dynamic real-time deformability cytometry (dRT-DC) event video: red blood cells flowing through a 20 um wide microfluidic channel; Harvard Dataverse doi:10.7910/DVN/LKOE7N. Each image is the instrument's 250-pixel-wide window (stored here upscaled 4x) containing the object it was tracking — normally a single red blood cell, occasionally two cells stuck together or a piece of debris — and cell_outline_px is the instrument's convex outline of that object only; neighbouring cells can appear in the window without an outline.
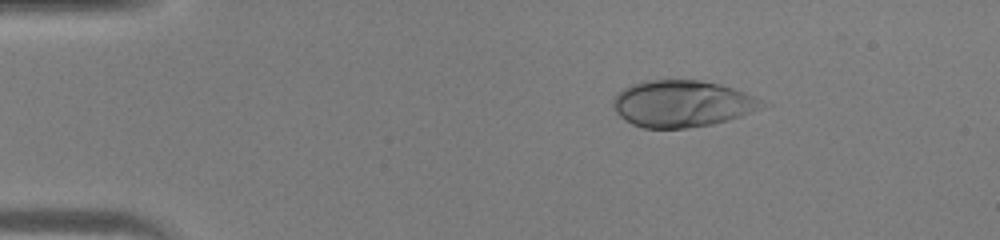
{"species": "human", "species_latin": "Homo sapiens", "temperature_condition": "warm", "stored_images_in_passage": 38, "camera_frame_rate_fps": 3000, "um_per_image_px": 0.085, "donor": {"sex": "male"}, "frame": {"image": 1, "passage_image": 1, "time_ms": 0.0, "image_size_px": [1000, 240], "cell_outline_px": [[772, 104], [764, 108], [728, 120], [712, 124], [688, 128], [644, 128], [632, 124], [624, 120], [616, 112], [612, 104], [612, 100], [624, 88], [632, 84], [644, 80], [700, 80], [720, 84], [744, 92]], "centroid_in_image_um": [58.01, 8.81], "position_along_channel_um": 27.0, "area_um2": 40.69}}
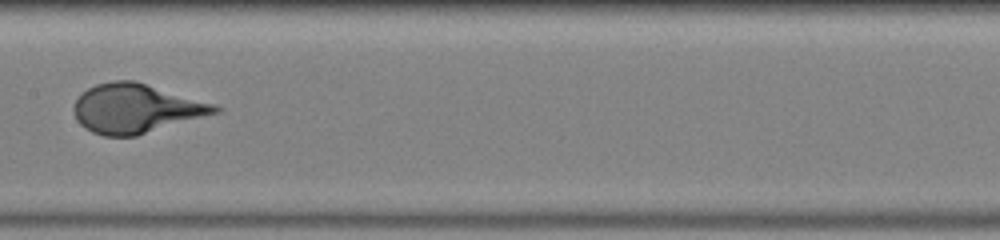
{"frame": {"image": 2, "passage_image": 17, "time_ms": 5.333, "image_size_px": [1000, 240], "cell_outline_px": [[224, 108], [220, 112], [136, 136], [104, 136], [92, 132], [80, 124], [76, 120], [72, 108], [76, 100], [88, 88], [96, 84], [112, 80], [136, 80], [216, 104]], "centroid_in_image_um": [11.58, 9.21], "position_along_channel_um": 195.8, "area_um2": 40.63}}
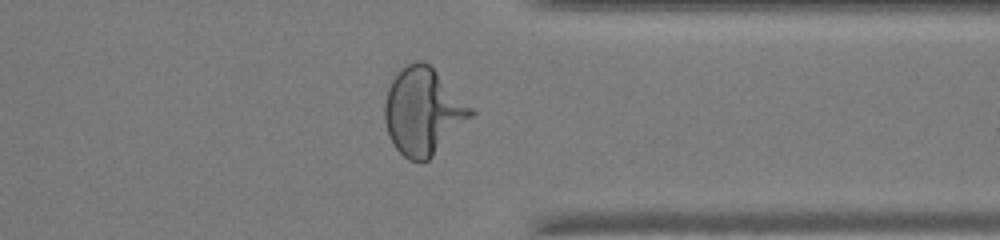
{"frame": {"image": 3, "passage_image": 29, "time_ms": 9.333, "image_size_px": [1000, 240], "cell_outline_px": [[476, 112], [428, 160], [420, 164], [408, 160], [396, 148], [388, 132], [384, 120], [384, 104], [388, 88], [392, 80], [408, 64], [416, 60], [424, 60]], "centroid_in_image_um": [35.94, 9.5], "position_along_channel_um": 375.5, "area_um2": 42.77}}